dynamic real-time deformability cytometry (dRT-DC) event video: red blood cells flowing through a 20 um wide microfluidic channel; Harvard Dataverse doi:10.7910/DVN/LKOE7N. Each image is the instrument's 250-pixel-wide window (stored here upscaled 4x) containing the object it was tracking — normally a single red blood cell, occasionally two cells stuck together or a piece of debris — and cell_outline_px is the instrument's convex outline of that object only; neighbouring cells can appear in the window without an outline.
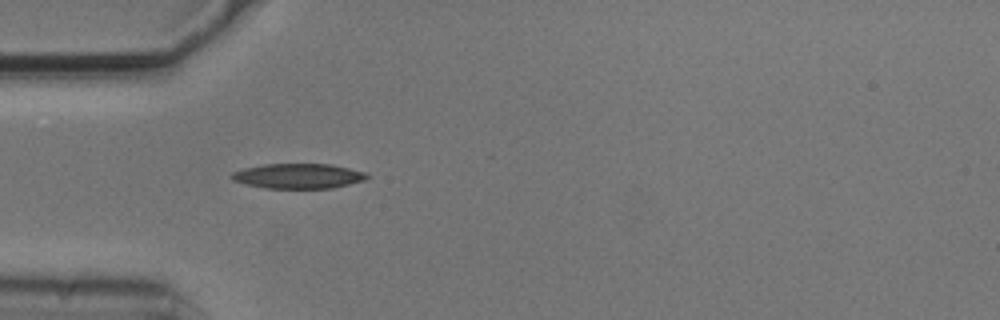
{"species": "common noctule bat (a hibernating species)", "species_latin": "Nyctalus noctula", "temperature_condition": "cold", "stored_images_in_passage": 15, "camera_frame_rate_fps": 3000, "um_per_image_px": 0.085, "animal": {"sex": "male", "body_mass_g": 20.5, "forearm_length_mm": 52.5}, "frame": {"image": 1, "passage_image": 1, "time_ms": 0.0, "image_size_px": [1000, 320], "cell_outline_px": [[368, 176], [364, 180], [332, 188], [264, 188], [244, 184], [232, 180], [228, 176], [232, 172], [244, 168], [264, 164], [332, 164], [368, 172]], "centroid_in_image_um": [25.32, 14.96], "position_along_channel_um": 59.7, "area_um2": 19.83}}
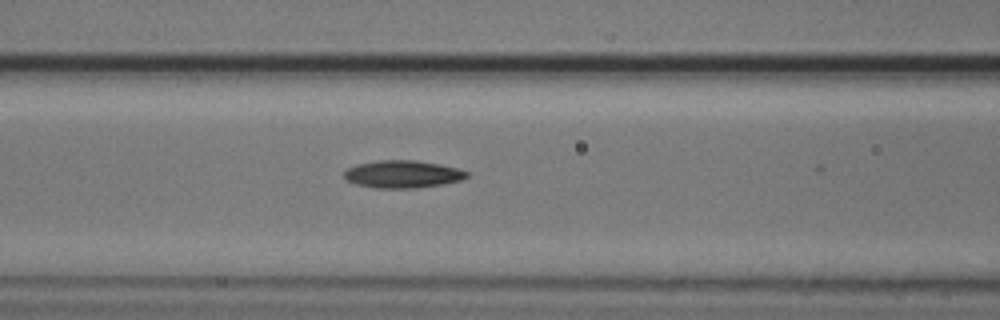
{"frame": {"image": 2, "passage_image": 7, "time_ms": 2.0, "image_size_px": [1000, 320], "cell_outline_px": [[468, 176], [460, 180], [440, 184], [416, 188], [376, 188], [356, 184], [344, 180], [344, 172], [348, 168], [356, 164], [376, 160], [416, 160], [440, 164], [456, 168], [468, 172]], "centroid_in_image_um": [34.17, 14.8], "position_along_channel_um": 132.4, "area_um2": 19.65}}
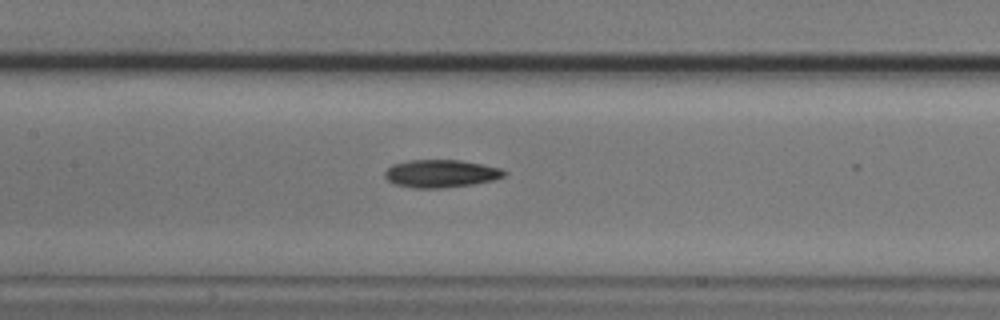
{"frame": {"image": 3, "passage_image": 10, "time_ms": 3.0, "image_size_px": [1000, 320], "cell_outline_px": [[508, 172], [504, 176], [496, 180], [472, 184], [440, 188], [412, 188], [396, 184], [388, 180], [384, 176], [384, 172], [392, 164], [408, 160], [460, 160], [500, 168]], "centroid_in_image_um": [37.47, 14.75], "position_along_channel_um": 169.9, "area_um2": 19.31}}